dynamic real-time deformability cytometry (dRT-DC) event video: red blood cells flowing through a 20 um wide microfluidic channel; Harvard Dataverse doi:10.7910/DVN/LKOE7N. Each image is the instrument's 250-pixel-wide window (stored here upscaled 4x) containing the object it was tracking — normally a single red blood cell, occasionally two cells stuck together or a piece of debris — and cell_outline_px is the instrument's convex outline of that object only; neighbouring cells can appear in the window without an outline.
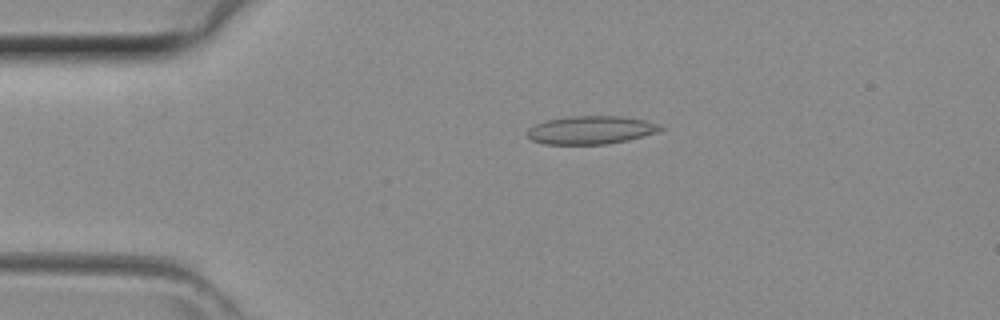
{"species": "common noctule bat (a hibernating species)", "species_latin": "Nyctalus noctula", "temperature_condition": "room temperature", "stored_images_in_passage": 37, "camera_frame_rate_fps": 3000, "um_per_image_px": 0.085, "animal": {"sex": "female", "body_mass_g": 29.2, "forearm_length_mm": 56.3}, "frame": {"image": 1, "passage_image": 4, "time_ms": 1.0, "image_size_px": [1000, 320], "cell_outline_px": [[664, 128], [656, 132], [628, 140], [604, 144], [544, 144], [532, 140], [528, 136], [528, 128], [544, 120], [568, 116], [620, 116], [644, 120], [660, 124]], "centroid_in_image_um": [50.2, 11.04], "position_along_channel_um": 34.8, "area_um2": 21.79}}
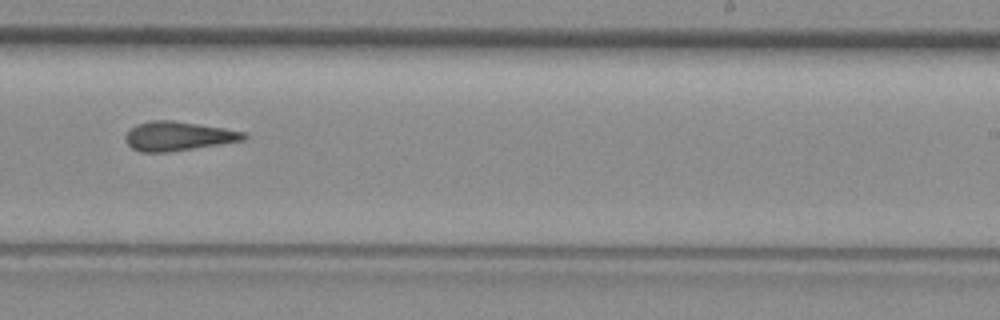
{"frame": {"image": 2, "passage_image": 21, "time_ms": 6.667, "image_size_px": [1000, 320], "cell_outline_px": [[248, 136], [244, 140], [220, 144], [168, 152], [140, 152], [132, 148], [124, 140], [124, 136], [136, 124], [152, 120], [172, 120], [224, 128], [244, 132]], "centroid_in_image_um": [15.12, 11.57], "position_along_channel_um": 273.9, "area_um2": 20.0}}
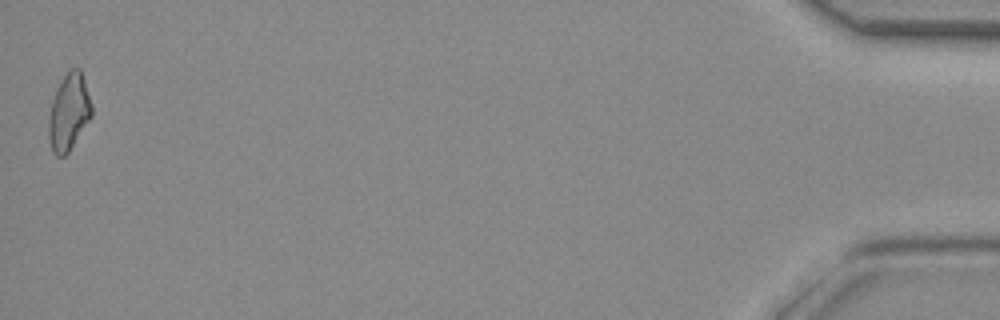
{"frame": {"image": 3, "passage_image": 37, "time_ms": 12.0, "image_size_px": [1000, 320], "cell_outline_px": [[92, 116], [68, 152], [64, 156], [56, 156], [52, 152], [48, 136], [48, 120], [52, 100], [56, 88], [68, 68], [80, 68], [92, 104]], "centroid_in_image_um": [5.84, 9.51], "position_along_channel_um": 429.4, "area_um2": 19.31}}